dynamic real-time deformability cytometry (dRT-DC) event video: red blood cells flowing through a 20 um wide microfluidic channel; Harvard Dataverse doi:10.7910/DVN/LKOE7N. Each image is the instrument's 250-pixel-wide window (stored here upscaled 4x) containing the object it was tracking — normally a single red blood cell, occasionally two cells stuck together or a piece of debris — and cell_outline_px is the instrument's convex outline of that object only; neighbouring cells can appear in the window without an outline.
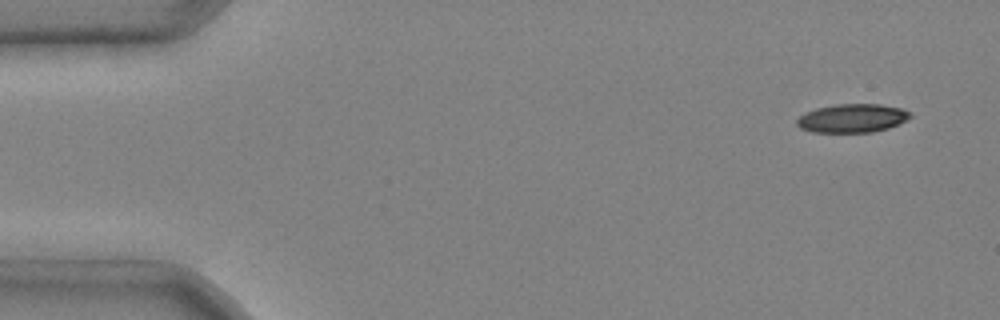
{"species": "common noctule bat (a hibernating species)", "species_latin": "Nyctalus noctula", "temperature_condition": "cold", "stored_images_in_passage": 3, "camera_frame_rate_fps": 3000, "um_per_image_px": 0.085, "animal": {"sex": "male", "body_mass_g": 20.4}, "frame": {"image": 1, "passage_image": 1, "time_ms": 0.0, "image_size_px": [1000, 320], "cell_outline_px": [[912, 116], [888, 128], [872, 132], [812, 132], [800, 128], [796, 124], [796, 120], [804, 112], [816, 108], [836, 104], [880, 104], [900, 108], [912, 112]], "centroid_in_image_um": [72.41, 10.04], "position_along_channel_um": 12.6, "area_um2": 18.84}}